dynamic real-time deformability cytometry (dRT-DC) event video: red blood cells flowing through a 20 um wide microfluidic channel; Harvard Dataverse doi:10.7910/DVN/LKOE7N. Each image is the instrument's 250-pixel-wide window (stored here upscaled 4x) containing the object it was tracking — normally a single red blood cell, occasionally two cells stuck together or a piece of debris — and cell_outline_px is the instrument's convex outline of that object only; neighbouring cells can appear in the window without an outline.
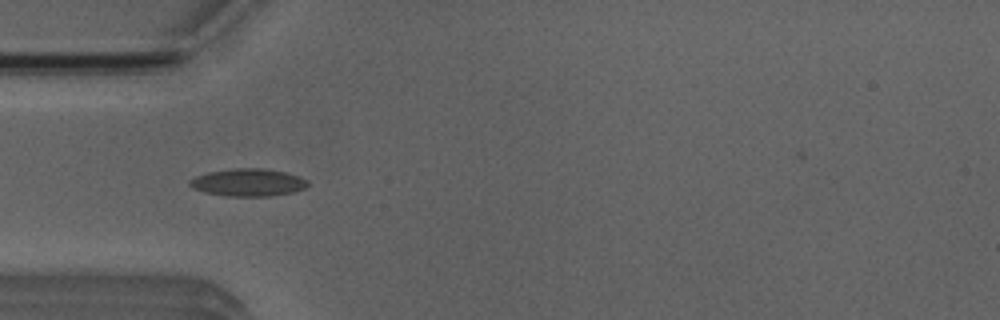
{"species": "Egyptian fruit bat (a non-hibernating species)", "species_latin": "Rousettus aegyptiacus", "temperature_condition": "room temperature", "stored_images_in_passage": 6, "camera_frame_rate_fps": 3000, "um_per_image_px": 0.085, "animal": {"sex": "male"}, "frame": {"image": 1, "passage_image": 4, "time_ms": 3.333, "image_size_px": [1000, 320], "cell_outline_px": [[308, 184], [304, 188], [296, 192], [268, 196], [224, 196], [204, 192], [192, 188], [188, 184], [188, 180], [196, 176], [208, 172], [232, 168], [260, 168], [284, 172], [300, 176], [308, 180]], "centroid_in_image_um": [21.07, 15.51], "position_along_channel_um": 63.9, "area_um2": 19.07}}